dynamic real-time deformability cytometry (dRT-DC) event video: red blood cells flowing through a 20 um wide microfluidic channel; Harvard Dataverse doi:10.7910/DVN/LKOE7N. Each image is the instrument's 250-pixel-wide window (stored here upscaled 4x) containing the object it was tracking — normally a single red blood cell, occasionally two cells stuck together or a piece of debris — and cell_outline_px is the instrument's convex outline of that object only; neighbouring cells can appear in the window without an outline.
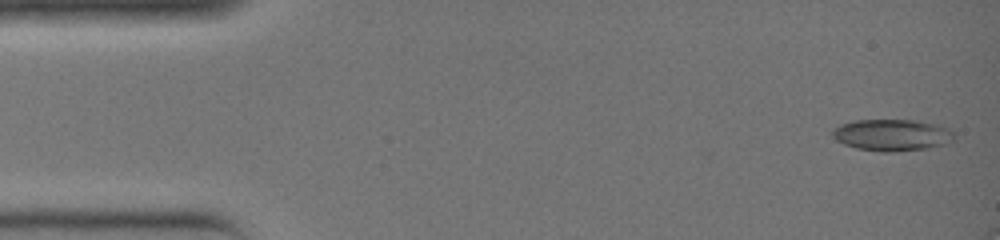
{"species": "common noctule bat (a hibernating species)", "species_latin": "Nyctalus noctula", "temperature_condition": "warm", "stored_images_in_passage": 6, "camera_frame_rate_fps": 3000, "um_per_image_px": 0.085, "animal": {"sex": "female", "body_mass_g": 19.0, "forearm_length_mm": 51.5}, "frame": {"image": 1, "passage_image": 1, "time_ms": 0.0, "image_size_px": [1000, 240], "cell_outline_px": [[952, 140], [944, 144], [928, 148], [888, 152], [884, 152], [856, 148], [844, 144], [836, 140], [832, 136], [832, 128], [840, 124], [856, 120], [920, 120], [940, 124], [948, 128], [952, 132]], "centroid_in_image_um": [75.79, 11.46], "position_along_channel_um": 9.2, "area_um2": 22.48}}